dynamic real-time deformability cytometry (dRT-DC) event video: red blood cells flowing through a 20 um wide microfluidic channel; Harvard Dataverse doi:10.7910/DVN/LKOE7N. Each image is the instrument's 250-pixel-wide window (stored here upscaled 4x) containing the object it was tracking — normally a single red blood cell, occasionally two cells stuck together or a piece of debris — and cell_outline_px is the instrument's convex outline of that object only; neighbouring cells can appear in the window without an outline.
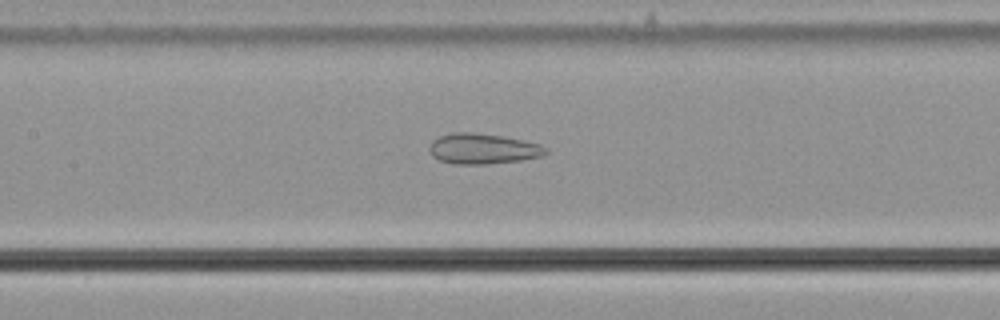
{"species": "common noctule bat (a hibernating species)", "species_latin": "Nyctalus noctula", "temperature_condition": "cold", "stored_images_in_passage": 42, "camera_frame_rate_fps": 3000, "um_per_image_px": 0.085, "animal": {"sex": "male", "body_mass_g": 21.5, "forearm_length_mm": 52.0}, "frame": {"image": 1, "passage_image": 12, "time_ms": 3.667, "image_size_px": [1000, 320], "cell_outline_px": [[548, 152], [544, 156], [520, 160], [488, 164], [452, 164], [440, 160], [432, 156], [428, 148], [432, 140], [440, 136], [452, 132], [472, 132], [504, 136], [540, 144], [548, 148]], "centroid_in_image_um": [41.05, 12.64], "position_along_channel_um": 166.4, "area_um2": 20.87}}
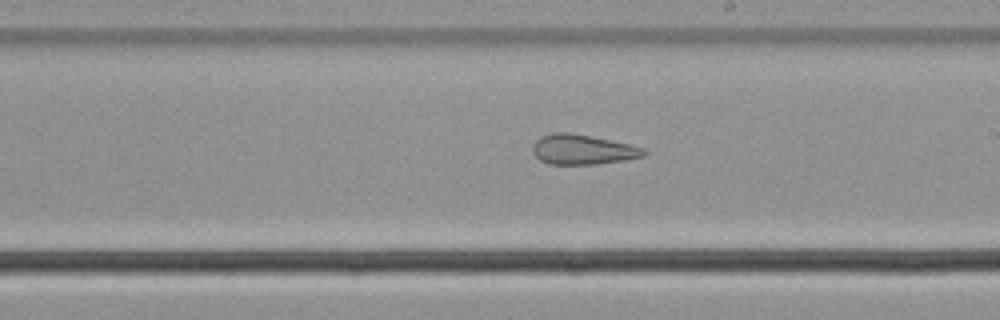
{"frame": {"image": 2, "passage_image": 18, "time_ms": 5.667, "image_size_px": [1000, 320], "cell_outline_px": [[648, 152], [644, 156], [624, 160], [596, 164], [548, 164], [540, 160], [532, 152], [532, 144], [540, 136], [556, 132], [568, 132], [592, 136], [628, 144], [644, 148]], "centroid_in_image_um": [49.5, 12.71], "position_along_channel_um": 239.5, "area_um2": 19.42}}
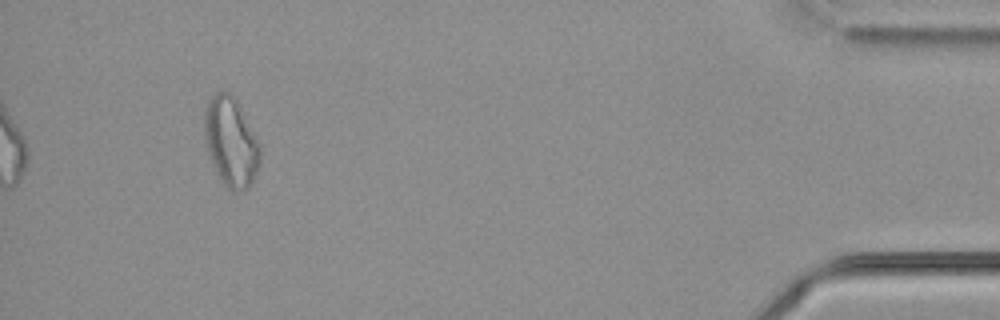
{"frame": {"image": 3, "passage_image": 38, "time_ms": 12.333, "image_size_px": [1000, 320], "cell_outline_px": [[260, 160], [252, 184], [244, 192], [232, 192], [224, 184], [216, 172], [212, 164], [204, 140], [204, 108], [208, 100], [216, 92], [228, 92], [240, 104], [260, 144]], "centroid_in_image_um": [19.62, 12.08], "position_along_channel_um": 415.6, "area_um2": 29.3}, "authors_computed_cell_mechanics": {"area_um2": 21.8773, "velocity_mm_per_s": 3.6753, "shape_relaxation_time_tau1_ms": null, "shape_relaxation_time_tau2_ms": 2.7923, "deformation_change_tau1": null, "deformation_change_tau2": 0.1166}}